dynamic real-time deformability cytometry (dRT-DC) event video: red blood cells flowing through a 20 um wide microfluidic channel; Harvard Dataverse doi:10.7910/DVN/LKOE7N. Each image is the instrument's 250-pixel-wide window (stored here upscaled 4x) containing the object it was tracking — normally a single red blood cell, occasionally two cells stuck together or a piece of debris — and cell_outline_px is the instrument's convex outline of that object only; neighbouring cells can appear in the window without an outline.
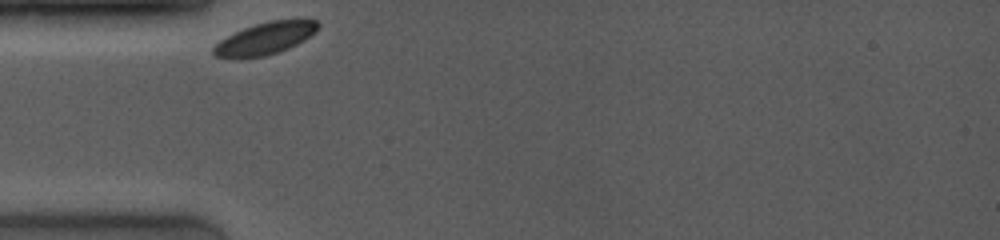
{"species": "common noctule bat (a hibernating species)", "species_latin": "Nyctalus noctula", "temperature_condition": "room temperature", "stored_images_in_passage": 22, "camera_frame_rate_fps": 4000, "um_per_image_px": 0.085, "animal": {"sex": "female", "body_mass_g": 19.0, "forearm_length_mm": 53.3}, "frame": {"image": 1, "passage_image": 1, "time_ms": 0.0, "image_size_px": [1000, 240], "cell_outline_px": [[320, 24], [316, 32], [304, 40], [288, 48], [264, 56], [240, 60], [232, 60], [216, 56], [212, 52], [212, 48], [220, 40], [244, 28], [268, 20], [316, 20]], "centroid_in_image_um": [22.49, 3.3], "position_along_channel_um": 62.5, "area_um2": 19.65}}
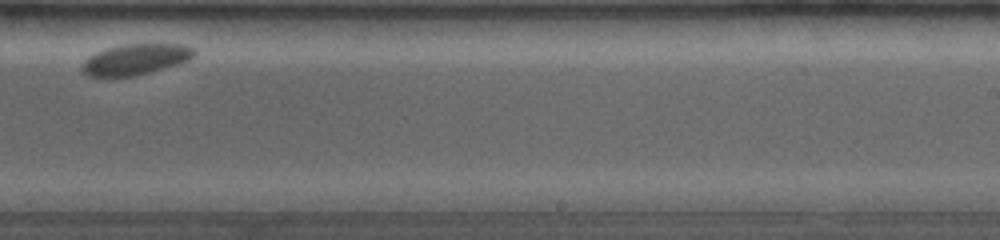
{"frame": {"image": 2, "passage_image": 15, "time_ms": 6.25, "image_size_px": [1000, 240], "cell_outline_px": [[196, 52], [188, 60], [180, 64], [136, 76], [88, 76], [80, 68], [80, 64], [88, 56], [96, 52], [108, 48], [124, 44], [184, 44], [196, 48]], "centroid_in_image_um": [11.53, 5.04], "position_along_channel_um": 277.5, "area_um2": 20.29}}
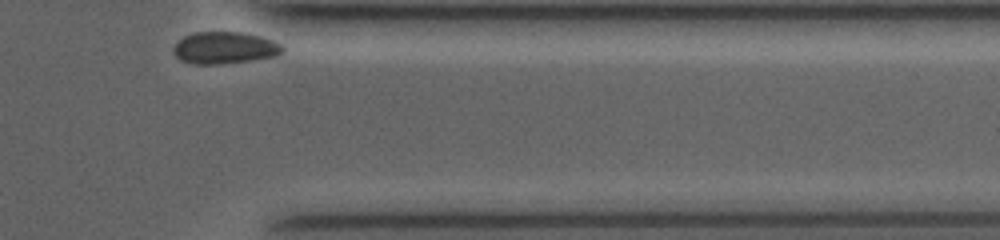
{"frame": {"image": 3, "passage_image": 22, "time_ms": 9.5, "image_size_px": [1000, 240], "cell_outline_px": [[284, 52], [276, 56], [248, 60], [216, 64], [192, 64], [180, 60], [172, 52], [176, 44], [184, 36], [196, 32], [240, 32], [260, 36], [272, 40], [280, 44], [284, 48]], "centroid_in_image_um": [19.09, 4.06], "position_along_channel_um": 392.3, "area_um2": 20.11}, "authors_computed_cell_mechanics": {"area_um2": 21.1259, "velocity_mm_per_s": 3.4709, "shape_relaxation_time_tau1_ms": 0.951, "shape_relaxation_time_tau2_ms": null, "deformation_change_tau1": 0.0368, "deformation_change_tau2": null}}